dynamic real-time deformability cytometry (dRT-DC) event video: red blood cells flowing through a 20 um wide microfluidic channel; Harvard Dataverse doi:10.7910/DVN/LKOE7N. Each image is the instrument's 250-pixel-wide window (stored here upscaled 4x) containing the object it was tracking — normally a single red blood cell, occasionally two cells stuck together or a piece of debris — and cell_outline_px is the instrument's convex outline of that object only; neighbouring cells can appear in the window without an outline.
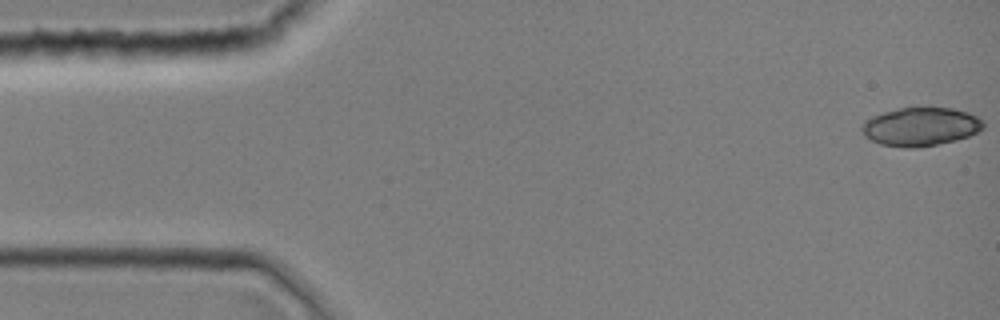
{"species": "common noctule bat (a hibernating species)", "species_latin": "Nyctalus noctula", "temperature_condition": "room temperature", "stored_images_in_passage": 12, "camera_frame_rate_fps": 3000, "um_per_image_px": 0.085, "animal": {"sex": "female", "body_mass_g": 19.0, "forearm_length_mm": 51.5}, "frame": {"image": 1, "passage_image": 1, "time_ms": 0.0, "image_size_px": [1000, 320], "cell_outline_px": [[984, 128], [968, 136], [956, 140], [916, 148], [904, 148], [880, 144], [864, 136], [860, 128], [864, 120], [872, 116], [884, 112], [900, 108], [952, 108], [968, 112], [976, 116], [984, 124]], "centroid_in_image_um": [78.21, 10.77], "position_along_channel_um": 6.8, "area_um2": 27.17}}
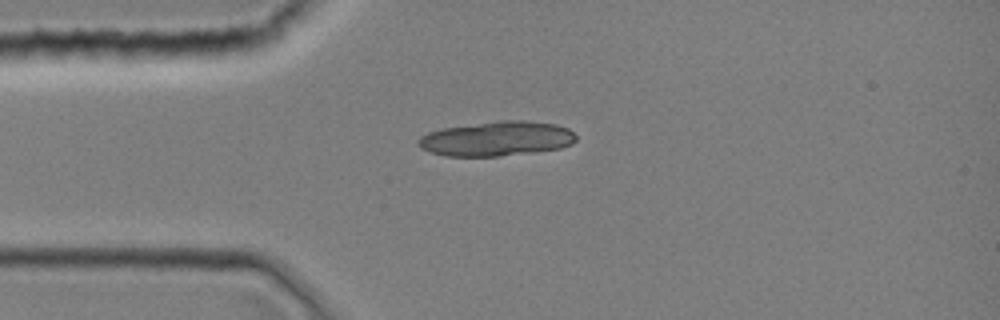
{"frame": {"image": 2, "passage_image": 10, "time_ms": 3.0, "image_size_px": [1000, 320], "cell_outline_px": [[576, 140], [572, 144], [560, 148], [500, 156], [448, 156], [432, 152], [420, 148], [416, 144], [416, 140], [420, 136], [428, 132], [444, 128], [500, 120], [524, 120], [556, 124], [568, 128], [576, 136]], "centroid_in_image_um": [42.2, 11.78], "position_along_channel_um": 42.8, "area_um2": 31.79}}